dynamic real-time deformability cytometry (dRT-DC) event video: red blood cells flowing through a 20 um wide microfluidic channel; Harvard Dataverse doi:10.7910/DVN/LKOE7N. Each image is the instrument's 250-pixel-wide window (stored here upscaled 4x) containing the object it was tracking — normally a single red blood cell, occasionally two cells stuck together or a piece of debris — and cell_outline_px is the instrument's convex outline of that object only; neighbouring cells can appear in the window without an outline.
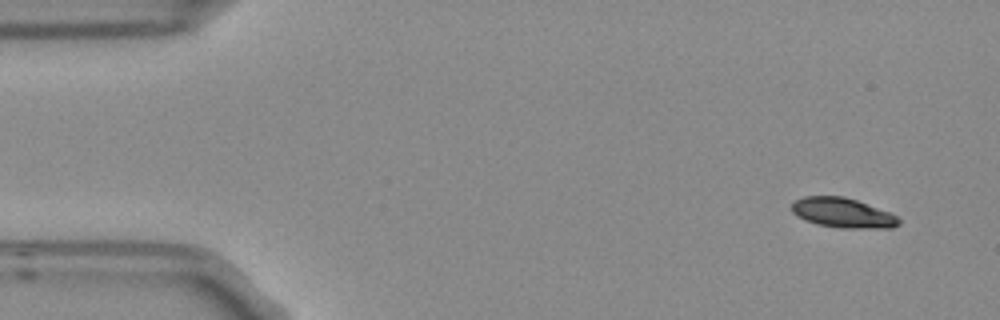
{"species": "Egyptian fruit bat (a non-hibernating species)", "species_latin": "Rousettus aegyptiacus", "temperature_condition": "room temperature", "stored_images_in_passage": 4, "camera_frame_rate_fps": 3000, "um_per_image_px": 0.085, "frame": {"image": 1, "passage_image": 1, "time_ms": 0.0, "image_size_px": [1000, 320], "cell_outline_px": [[900, 224], [892, 228], [840, 228], [816, 224], [792, 212], [792, 204], [796, 200], [804, 196], [844, 196], [856, 200], [888, 212], [896, 216], [900, 220]], "centroid_in_image_um": [71.65, 18.09], "position_along_channel_um": 13.4, "area_um2": 18.32}}
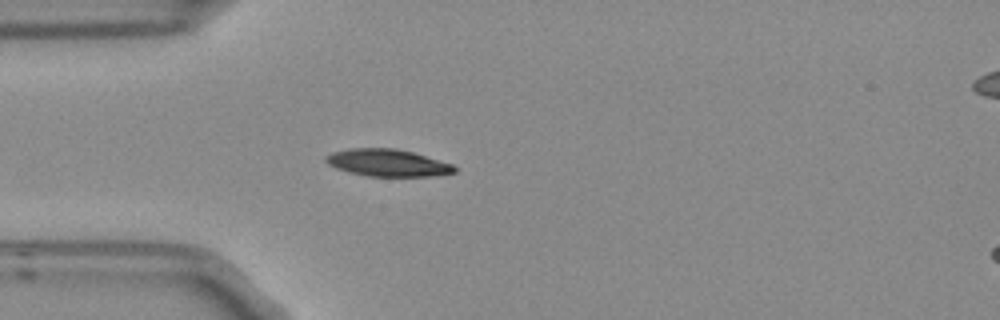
{"frame": {"image": 2, "passage_image": 4, "time_ms": 1.0, "image_size_px": [1000, 320], "cell_outline_px": [[456, 172], [428, 176], [368, 176], [348, 172], [336, 168], [328, 164], [324, 160], [324, 156], [332, 152], [348, 148], [396, 148], [412, 152], [452, 164], [456, 168]], "centroid_in_image_um": [32.88, 13.83], "position_along_channel_um": 52.1, "area_um2": 20.29}}